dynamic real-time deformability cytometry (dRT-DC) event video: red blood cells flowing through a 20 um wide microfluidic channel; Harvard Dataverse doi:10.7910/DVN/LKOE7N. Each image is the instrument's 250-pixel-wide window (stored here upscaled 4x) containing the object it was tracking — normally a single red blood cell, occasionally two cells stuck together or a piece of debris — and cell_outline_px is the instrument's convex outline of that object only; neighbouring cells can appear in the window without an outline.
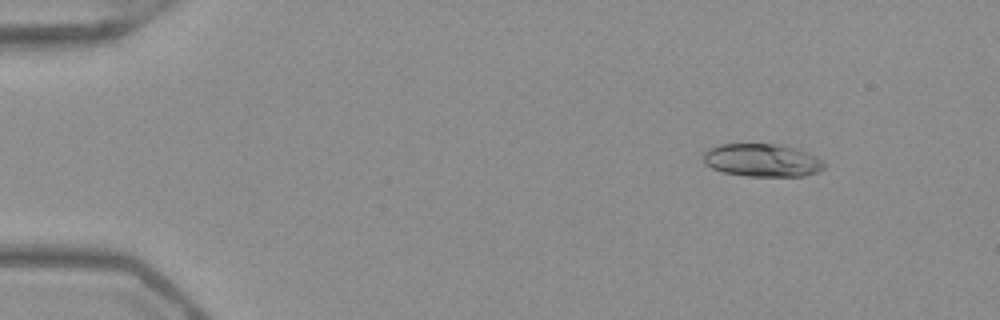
{"species": "Egyptian fruit bat (a non-hibernating species)", "species_latin": "Rousettus aegyptiacus", "temperature_condition": "warm", "stored_images_in_passage": 12, "camera_frame_rate_fps": 3000, "um_per_image_px": 0.085, "frame": {"image": 1, "passage_image": 1, "time_ms": 0.0, "image_size_px": [1000, 320], "cell_outline_px": [[824, 168], [816, 172], [804, 176], [744, 176], [724, 172], [712, 168], [704, 164], [704, 152], [708, 148], [720, 144], [788, 144], [808, 152], [816, 156], [824, 164]], "centroid_in_image_um": [64.78, 13.61], "position_along_channel_um": 20.2, "area_um2": 23.41}}
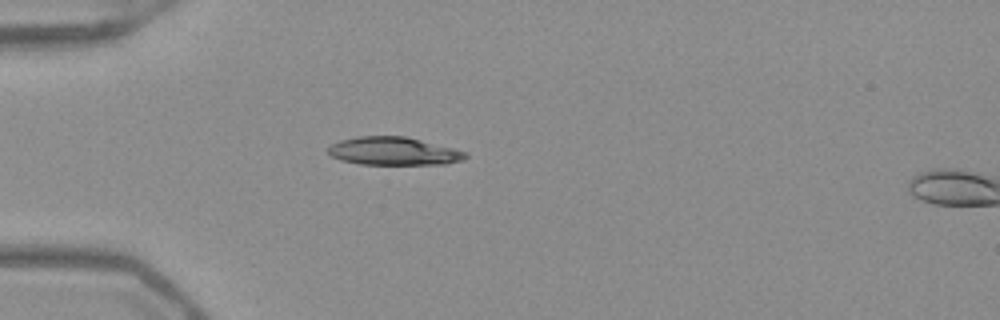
{"frame": {"image": 2, "passage_image": 10, "time_ms": 3.0, "image_size_px": [1000, 320], "cell_outline_px": [[468, 156], [464, 160], [444, 164], [360, 164], [340, 160], [332, 156], [328, 152], [328, 148], [332, 144], [340, 140], [356, 136], [404, 136], [468, 152]], "centroid_in_image_um": [33.45, 12.85], "position_along_channel_um": 51.5, "area_um2": 22.37}}